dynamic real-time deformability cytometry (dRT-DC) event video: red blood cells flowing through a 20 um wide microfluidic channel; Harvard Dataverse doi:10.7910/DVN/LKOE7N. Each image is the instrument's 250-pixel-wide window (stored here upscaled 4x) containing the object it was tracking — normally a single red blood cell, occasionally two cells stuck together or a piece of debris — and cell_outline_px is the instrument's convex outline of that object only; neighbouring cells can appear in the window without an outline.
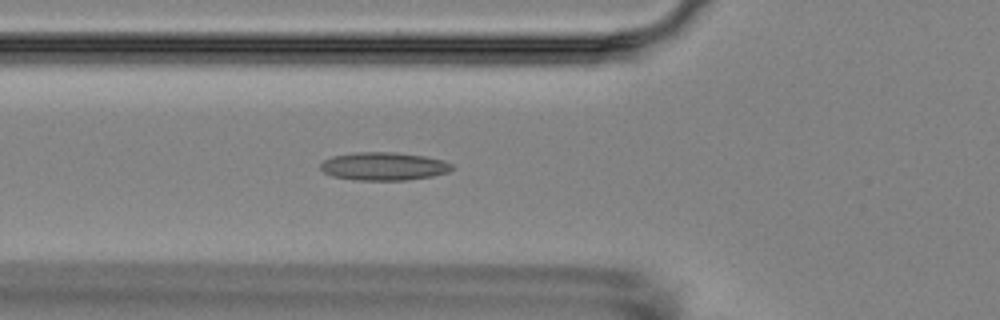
{"species": "Egyptian fruit bat (a non-hibernating species)", "species_latin": "Rousettus aegyptiacus", "temperature_condition": "room temperature", "stored_images_in_passage": 6, "camera_frame_rate_fps": 3000, "um_per_image_px": 0.085, "animal": {"sex": "female"}, "frame": {"image": 1, "passage_image": 6, "time_ms": 5.667, "image_size_px": [1000, 320], "cell_outline_px": [[456, 168], [448, 172], [432, 176], [408, 180], [356, 180], [332, 176], [324, 172], [320, 168], [320, 164], [324, 160], [332, 156], [356, 152], [392, 152], [424, 156], [444, 160], [452, 164]], "centroid_in_image_um": [32.64, 14.13], "position_along_channel_um": 93.2, "area_um2": 21.62}}